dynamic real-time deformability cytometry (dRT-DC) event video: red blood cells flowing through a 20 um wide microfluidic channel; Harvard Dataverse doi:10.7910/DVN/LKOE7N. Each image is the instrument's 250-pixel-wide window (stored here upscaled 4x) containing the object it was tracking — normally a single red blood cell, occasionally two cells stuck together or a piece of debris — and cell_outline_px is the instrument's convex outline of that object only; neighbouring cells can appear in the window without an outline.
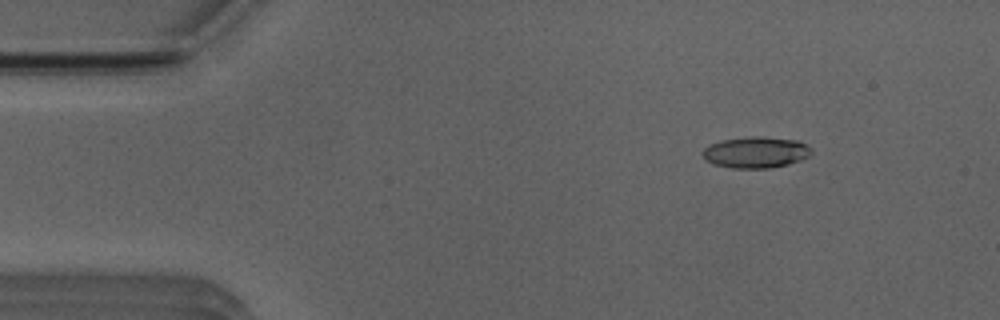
{"species": "Egyptian fruit bat (a non-hibernating species)", "species_latin": "Rousettus aegyptiacus", "temperature_condition": "room temperature", "stored_images_in_passage": 20, "camera_frame_rate_fps": 3000, "um_per_image_px": 0.085, "animal": {"sex": "male"}, "frame": {"image": 1, "passage_image": 1, "time_ms": 0.0, "image_size_px": [1000, 320], "cell_outline_px": [[812, 152], [808, 156], [800, 160], [788, 164], [768, 168], [732, 168], [716, 164], [708, 160], [700, 152], [704, 148], [720, 140], [752, 136], [760, 136], [796, 140], [812, 148]], "centroid_in_image_um": [64.25, 12.94], "position_along_channel_um": 20.7, "area_um2": 19.59}}
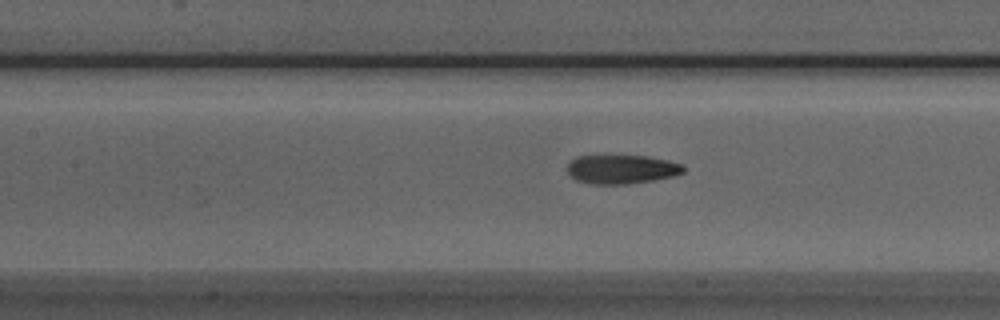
{"frame": {"image": 2, "passage_image": 17, "time_ms": 5.333, "image_size_px": [1000, 320], "cell_outline_px": [[684, 172], [676, 176], [628, 184], [592, 184], [576, 180], [568, 172], [568, 164], [576, 156], [648, 156], [668, 160], [680, 164], [684, 168]], "centroid_in_image_um": [52.85, 14.39], "position_along_channel_um": 154.5, "area_um2": 19.48}}
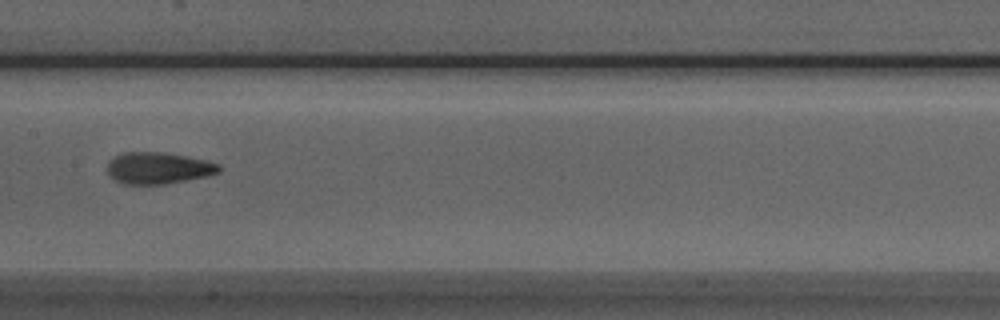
{"frame": {"image": 3, "passage_image": 20, "time_ms": 6.333, "image_size_px": [1000, 320], "cell_outline_px": [[220, 172], [204, 176], [164, 184], [124, 184], [108, 176], [108, 160], [120, 152], [164, 152], [204, 160], [220, 164]], "centroid_in_image_um": [13.39, 14.27], "position_along_channel_um": 194.0, "area_um2": 20.46}}